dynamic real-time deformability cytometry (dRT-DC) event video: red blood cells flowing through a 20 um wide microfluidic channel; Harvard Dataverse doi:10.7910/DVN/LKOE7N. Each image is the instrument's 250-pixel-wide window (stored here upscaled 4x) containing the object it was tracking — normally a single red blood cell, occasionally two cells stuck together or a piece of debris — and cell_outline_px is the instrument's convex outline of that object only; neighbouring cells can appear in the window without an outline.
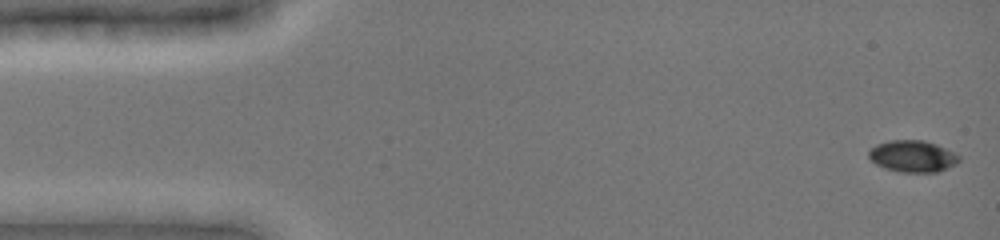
{"species": "common noctule bat (a hibernating species)", "species_latin": "Nyctalus noctula", "temperature_condition": "cold", "stored_images_in_passage": 16, "camera_frame_rate_fps": 3000, "um_per_image_px": 0.085, "animal": {"sex": "female", "body_mass_g": 19.0, "forearm_length_mm": 51.5}, "frame": {"image": 1, "passage_image": 1, "time_ms": 0.0, "image_size_px": [1000, 240], "cell_outline_px": [[960, 160], [956, 164], [936, 172], [900, 172], [884, 168], [876, 164], [868, 156], [868, 152], [876, 144], [888, 140], [924, 140], [936, 144], [960, 156]], "centroid_in_image_um": [77.55, 13.28], "position_along_channel_um": 7.4, "area_um2": 16.59}}